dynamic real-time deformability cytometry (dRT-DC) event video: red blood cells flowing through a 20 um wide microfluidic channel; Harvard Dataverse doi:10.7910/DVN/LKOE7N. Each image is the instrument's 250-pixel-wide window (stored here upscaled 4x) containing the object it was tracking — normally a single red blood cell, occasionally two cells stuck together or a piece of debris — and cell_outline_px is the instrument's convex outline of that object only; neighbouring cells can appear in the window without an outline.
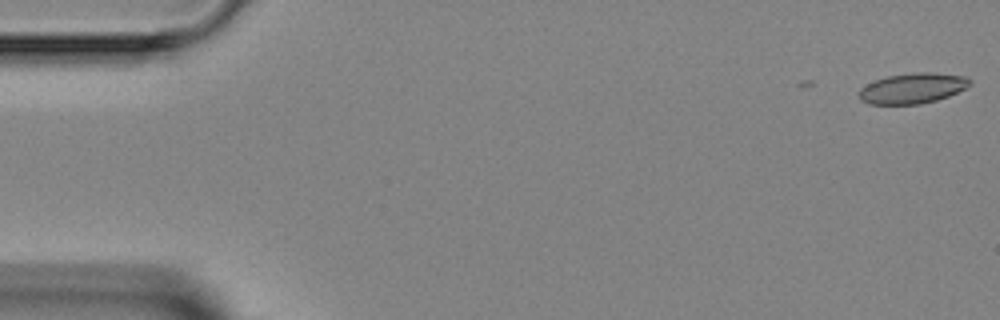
{"species": "Egyptian fruit bat (a non-hibernating species)", "species_latin": "Rousettus aegyptiacus", "temperature_condition": "room temperature", "stored_images_in_passage": 2, "camera_frame_rate_fps": 3000, "um_per_image_px": 0.085, "animal": {"sex": "female"}, "frame": {"image": 1, "passage_image": 2, "time_ms": 1.0, "image_size_px": [1000, 320], "cell_outline_px": [[972, 84], [948, 96], [936, 100], [920, 104], [868, 104], [860, 100], [860, 88], [876, 80], [888, 76], [912, 72], [936, 72], [968, 76], [972, 80]], "centroid_in_image_um": [77.61, 7.49], "position_along_channel_um": 7.4, "area_um2": 19.71}}